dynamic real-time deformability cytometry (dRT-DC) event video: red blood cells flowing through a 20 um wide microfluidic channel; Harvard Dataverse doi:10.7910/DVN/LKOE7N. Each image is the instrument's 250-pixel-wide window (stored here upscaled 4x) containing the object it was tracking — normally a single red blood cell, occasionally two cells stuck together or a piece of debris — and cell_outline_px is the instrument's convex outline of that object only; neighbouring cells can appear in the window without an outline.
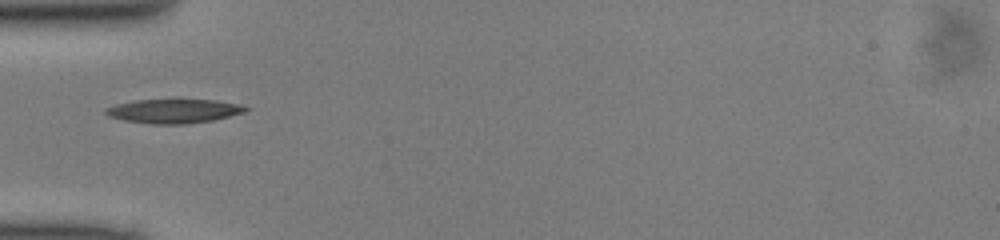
{"species": "common noctule bat (a hibernating species)", "species_latin": "Nyctalus noctula", "temperature_condition": "cold", "stored_images_in_passage": 34, "camera_frame_rate_fps": 3000, "um_per_image_px": 0.085, "animal": {"sex": "male", "body_mass_g": 13.0, "forearm_length_mm": 53.1}, "frame": {"image": 1, "passage_image": 1, "time_ms": 0.0, "image_size_px": [1000, 240], "cell_outline_px": [[248, 108], [244, 112], [212, 120], [184, 124], [148, 124], [124, 120], [108, 116], [104, 112], [104, 108], [116, 104], [136, 100], [216, 100], [240, 104]], "centroid_in_image_um": [14.72, 9.44], "position_along_channel_um": 70.3, "area_um2": 19.48}}
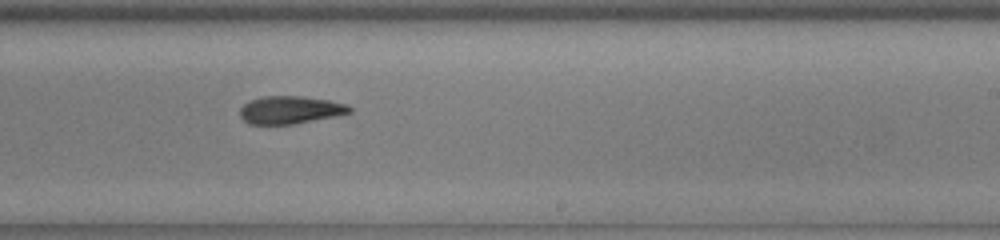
{"frame": {"image": 2, "passage_image": 15, "time_ms": 4.667, "image_size_px": [1000, 240], "cell_outline_px": [[352, 112], [292, 124], [248, 124], [240, 116], [240, 108], [248, 100], [264, 96], [300, 96], [328, 100], [348, 104], [352, 108]], "centroid_in_image_um": [24.63, 9.33], "position_along_channel_um": 264.4, "area_um2": 17.57}}
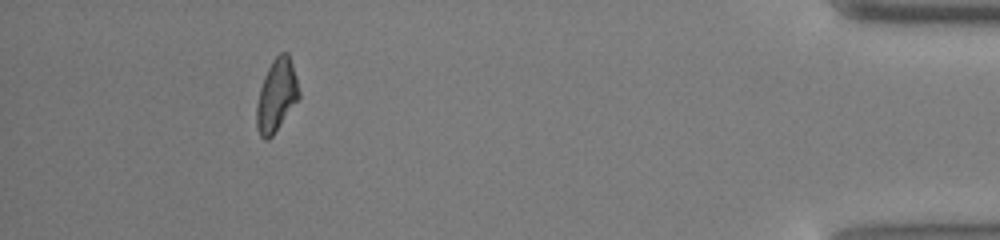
{"frame": {"image": 3, "passage_image": 30, "time_ms": 9.667, "image_size_px": [1000, 240], "cell_outline_px": [[300, 96], [272, 136], [268, 140], [264, 140], [260, 136], [256, 128], [256, 104], [260, 88], [264, 76], [272, 60], [280, 52], [288, 52], [296, 76], [300, 92]], "centroid_in_image_um": [23.48, 8.11], "position_along_channel_um": 411.7, "area_um2": 17.86}}